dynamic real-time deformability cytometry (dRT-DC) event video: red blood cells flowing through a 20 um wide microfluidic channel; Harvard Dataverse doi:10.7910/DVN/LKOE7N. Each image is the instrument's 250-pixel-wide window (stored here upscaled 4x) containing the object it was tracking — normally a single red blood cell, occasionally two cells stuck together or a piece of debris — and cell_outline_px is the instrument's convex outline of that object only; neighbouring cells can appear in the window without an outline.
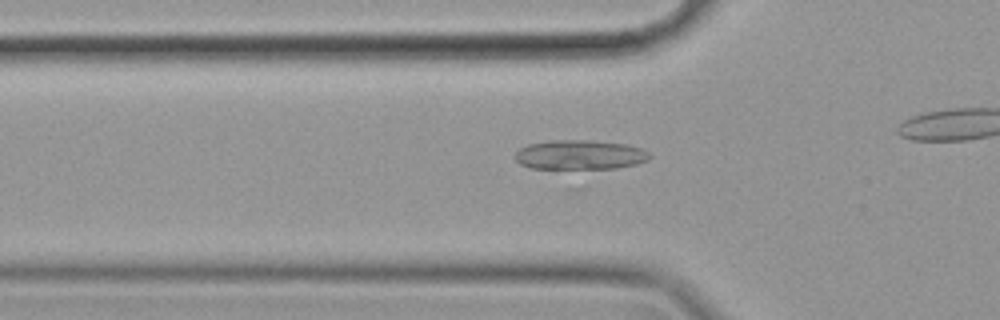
{"species": "common noctule bat (a hibernating species)", "species_latin": "Nyctalus noctula", "temperature_condition": "cold", "stored_images_in_passage": 46, "camera_frame_rate_fps": 3000, "um_per_image_px": 0.085, "animal": {"sex": "female", "body_mass_g": 19.9}, "frame": {"image": 1, "passage_image": 16, "time_ms": 5.0, "image_size_px": [1000, 320], "cell_outline_px": [[652, 156], [648, 160], [636, 164], [616, 168], [576, 172], [568, 172], [532, 168], [520, 164], [516, 160], [516, 152], [520, 148], [528, 144], [552, 140], [588, 140], [628, 144], [644, 148]], "centroid_in_image_um": [49.3, 13.21], "position_along_channel_um": 76.5, "area_um2": 24.45}}
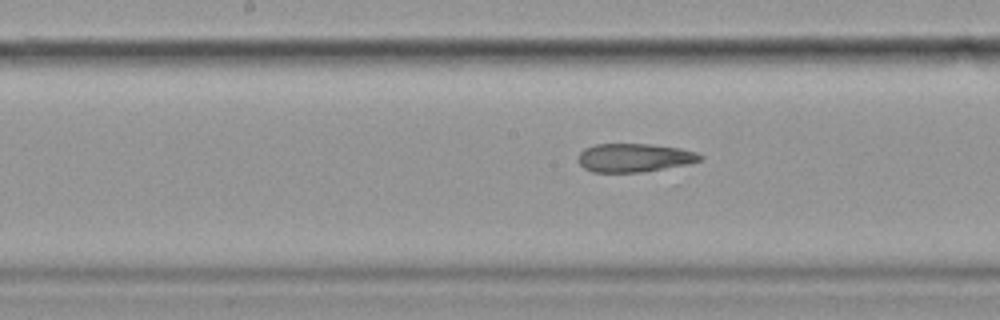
{"frame": {"image": 2, "passage_image": 26, "time_ms": 8.333, "image_size_px": [1000, 320], "cell_outline_px": [[704, 156], [700, 160], [688, 164], [640, 172], [592, 172], [584, 168], [580, 164], [580, 152], [584, 148], [596, 144], [648, 144], [680, 148], [696, 152]], "centroid_in_image_um": [53.92, 13.4], "position_along_channel_um": 194.3, "area_um2": 20.06}}
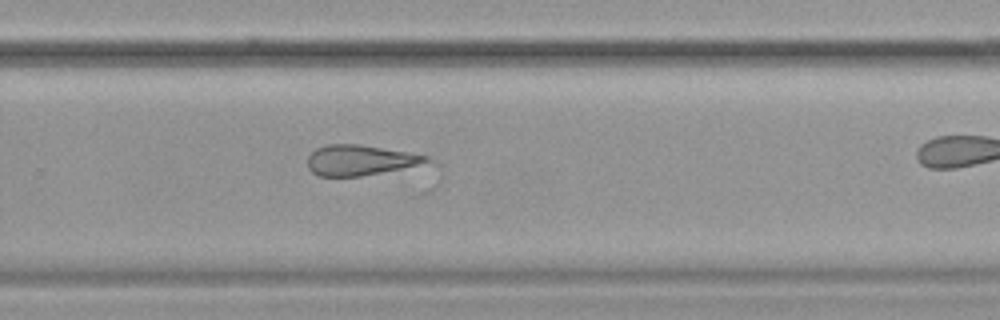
{"frame": {"image": 3, "passage_image": 35, "time_ms": 11.333, "image_size_px": [1000, 320], "cell_outline_px": [[432, 160], [400, 168], [360, 176], [320, 176], [312, 172], [308, 168], [308, 156], [316, 148], [328, 144], [360, 144], [428, 156]], "centroid_in_image_um": [30.5, 13.6], "position_along_channel_um": 299.3, "area_um2": 20.46}}